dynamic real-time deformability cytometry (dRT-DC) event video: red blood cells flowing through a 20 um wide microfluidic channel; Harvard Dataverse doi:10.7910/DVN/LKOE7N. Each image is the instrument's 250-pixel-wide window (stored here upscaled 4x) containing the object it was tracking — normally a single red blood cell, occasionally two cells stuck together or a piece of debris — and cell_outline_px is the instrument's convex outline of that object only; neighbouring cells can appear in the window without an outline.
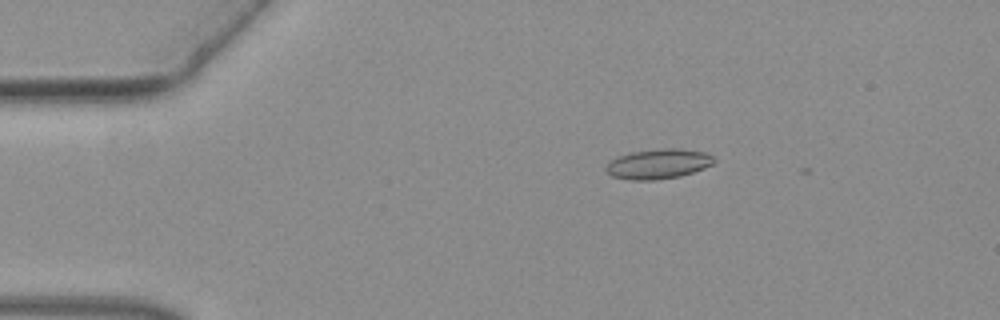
{"species": "common noctule bat (a hibernating species)", "species_latin": "Nyctalus noctula", "temperature_condition": "warm", "stored_images_in_passage": 9, "camera_frame_rate_fps": 3000, "um_per_image_px": 0.085, "animal": {"sex": "female", "body_mass_g": 19.3, "forearm_length_mm": 54.1}, "frame": {"image": 1, "passage_image": 2, "time_ms": 0.333, "image_size_px": [1000, 320], "cell_outline_px": [[716, 160], [712, 164], [704, 168], [680, 176], [656, 180], [628, 180], [612, 176], [604, 168], [616, 156], [632, 152], [664, 148], [680, 148], [704, 152], [712, 156]], "centroid_in_image_um": [55.95, 13.93], "position_along_channel_um": 29.1, "area_um2": 18.79}}